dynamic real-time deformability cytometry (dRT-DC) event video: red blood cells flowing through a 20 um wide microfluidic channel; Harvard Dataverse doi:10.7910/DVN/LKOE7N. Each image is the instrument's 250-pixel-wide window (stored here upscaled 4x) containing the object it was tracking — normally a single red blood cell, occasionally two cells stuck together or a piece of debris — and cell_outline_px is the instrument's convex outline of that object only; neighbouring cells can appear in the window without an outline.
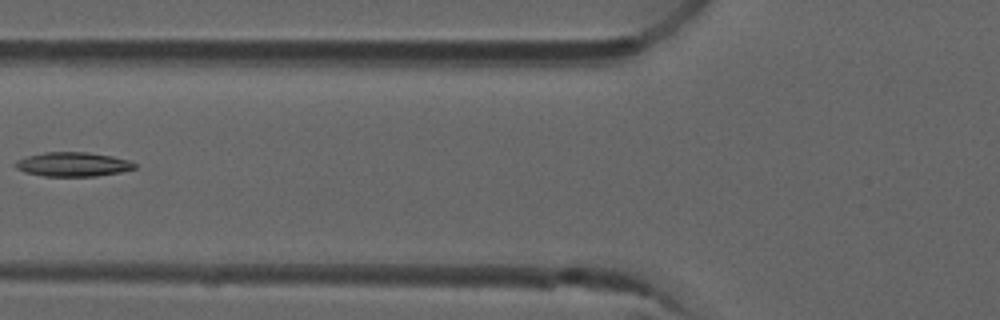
{"species": "common noctule bat (a hibernating species)", "species_latin": "Nyctalus noctula", "temperature_condition": "room temperature", "stored_images_in_passage": 3, "camera_frame_rate_fps": 3000, "um_per_image_px": 0.085, "animal": {"sex": "male", "forearm_length_mm": 52.5}, "frame": {"image": 1, "passage_image": 2, "time_ms": 0.333, "image_size_px": [1000, 320], "cell_outline_px": [[136, 168], [120, 172], [96, 176], [44, 176], [24, 172], [16, 168], [16, 160], [28, 156], [44, 152], [88, 152], [112, 156], [128, 160], [136, 164]], "centroid_in_image_um": [6.2, 13.97], "position_along_channel_um": 119.6, "area_um2": 16.76}}
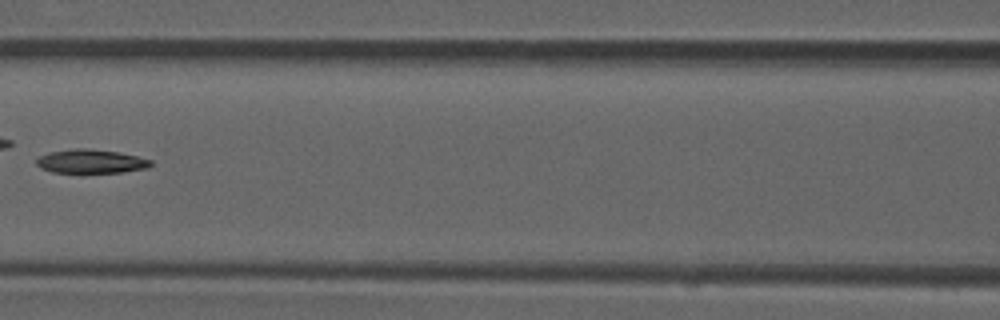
{"frame": {"image": 2, "passage_image": 3, "time_ms": 0.667, "image_size_px": [1000, 320], "cell_outline_px": [[152, 164], [148, 168], [124, 172], [52, 172], [40, 168], [36, 164], [36, 160], [40, 156], [48, 152], [76, 148], [88, 148], [116, 152], [136, 156], [152, 160]], "centroid_in_image_um": [7.72, 13.71], "position_along_channel_um": 158.9, "area_um2": 15.78}}